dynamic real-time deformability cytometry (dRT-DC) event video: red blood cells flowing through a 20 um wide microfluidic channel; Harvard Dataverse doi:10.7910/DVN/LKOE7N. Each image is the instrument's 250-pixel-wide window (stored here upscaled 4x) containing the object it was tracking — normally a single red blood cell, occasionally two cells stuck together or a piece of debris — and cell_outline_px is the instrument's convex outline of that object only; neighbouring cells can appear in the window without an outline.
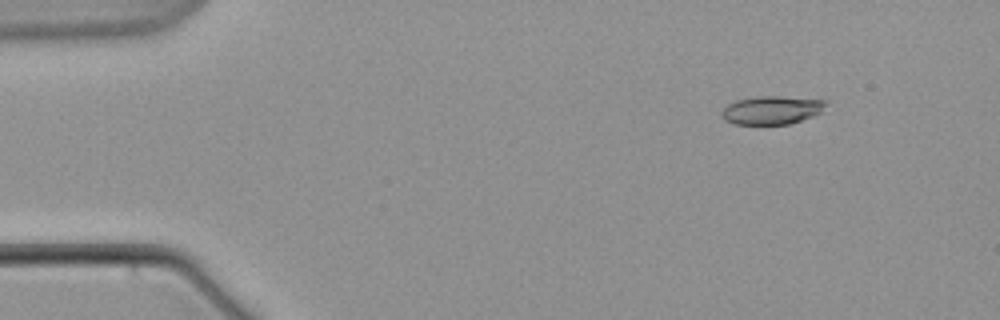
{"species": "common noctule bat (a hibernating species)", "species_latin": "Nyctalus noctula", "temperature_condition": "warm", "stored_images_in_passage": 7, "camera_frame_rate_fps": 3000, "um_per_image_px": 0.085, "animal": {"sex": "male", "body_mass_g": 21.5, "forearm_length_mm": 52.0}, "frame": {"image": 1, "passage_image": 3, "time_ms": 2.333, "image_size_px": [1000, 320], "cell_outline_px": [[828, 104], [820, 112], [812, 116], [788, 124], [732, 124], [724, 120], [720, 112], [728, 104], [736, 100], [756, 96], [780, 96], [828, 100]], "centroid_in_image_um": [65.58, 9.35], "position_along_channel_um": 19.4, "area_um2": 17.28}}
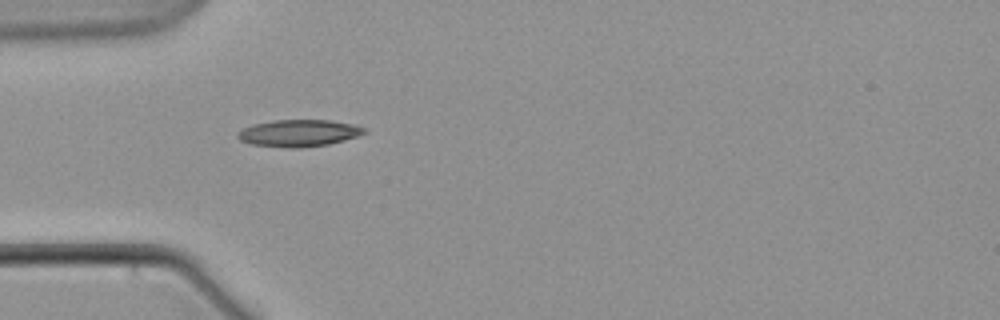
{"frame": {"image": 2, "passage_image": 6, "time_ms": 6.667, "image_size_px": [1000, 320], "cell_outline_px": [[368, 132], [360, 136], [328, 144], [300, 148], [288, 148], [252, 144], [240, 140], [236, 136], [236, 132], [252, 124], [272, 120], [328, 120], [356, 124], [368, 128]], "centroid_in_image_um": [25.44, 11.31], "position_along_channel_um": 59.6, "area_um2": 20.17}}
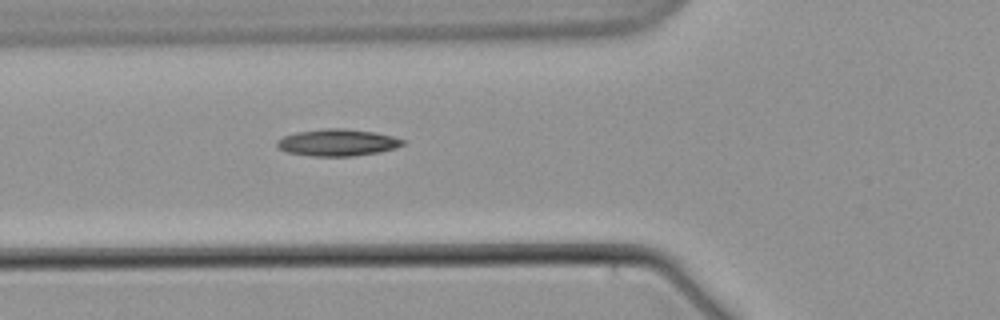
{"frame": {"image": 3, "passage_image": 7, "time_ms": 8.0, "image_size_px": [1000, 320], "cell_outline_px": [[404, 144], [396, 148], [376, 152], [352, 156], [312, 156], [288, 152], [280, 148], [276, 144], [276, 140], [284, 136], [296, 132], [324, 128], [344, 128], [376, 132], [392, 136], [404, 140]], "centroid_in_image_um": [28.68, 12.1], "position_along_channel_um": 97.1, "area_um2": 19.59}}